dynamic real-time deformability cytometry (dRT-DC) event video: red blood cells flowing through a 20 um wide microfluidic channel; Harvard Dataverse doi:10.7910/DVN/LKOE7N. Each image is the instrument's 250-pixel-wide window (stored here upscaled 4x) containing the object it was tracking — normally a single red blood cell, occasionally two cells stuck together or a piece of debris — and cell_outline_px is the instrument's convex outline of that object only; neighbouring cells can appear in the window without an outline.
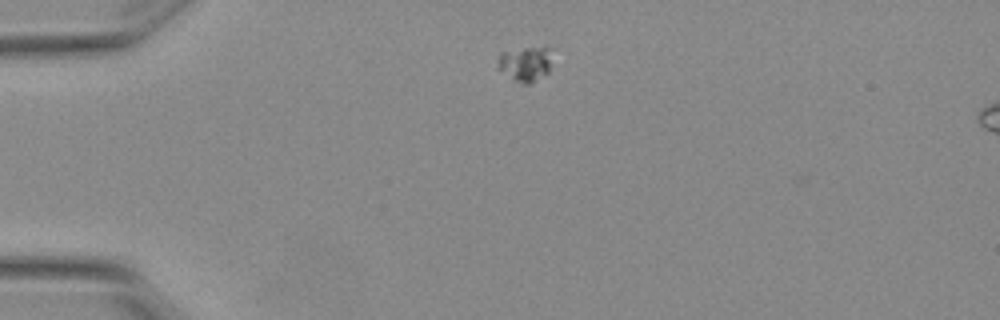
{"species": "Egyptian fruit bat (a non-hibernating species)", "species_latin": "Rousettus aegyptiacus", "temperature_condition": "warm", "stored_images_in_passage": 3, "camera_frame_rate_fps": 3000, "um_per_image_px": 0.085, "animal": {"sex": "female"}, "frame": {"image": 1, "passage_image": 1, "time_ms": 0.0, "image_size_px": [1000, 320], "cell_outline_px": [[548, 72], [528, 84], [520, 84], [512, 80], [500, 72], [496, 68], [496, 60], [500, 52], [524, 48], [548, 48]], "centroid_in_image_um": [44.5, 5.46], "position_along_channel_um": 40.5, "area_um2": 10.87}}